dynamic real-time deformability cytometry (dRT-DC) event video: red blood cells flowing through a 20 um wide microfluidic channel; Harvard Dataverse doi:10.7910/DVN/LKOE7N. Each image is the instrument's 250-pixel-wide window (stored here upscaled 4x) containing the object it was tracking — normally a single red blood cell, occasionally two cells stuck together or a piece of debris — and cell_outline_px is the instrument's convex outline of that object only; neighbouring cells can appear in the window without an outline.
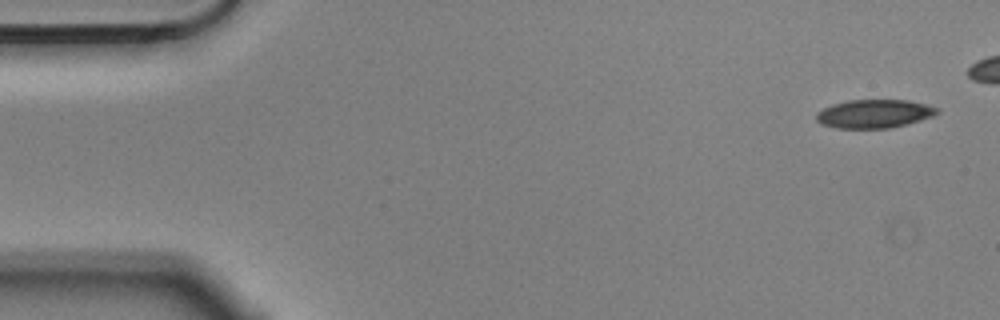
{"species": "Egyptian fruit bat (a non-hibernating species)", "species_latin": "Rousettus aegyptiacus", "temperature_condition": "cold", "stored_images_in_passage": 6, "camera_frame_rate_fps": 3000, "um_per_image_px": 0.085, "animal": {"sex": "male"}, "frame": {"image": 1, "passage_image": 1, "time_ms": 0.0, "image_size_px": [1000, 320], "cell_outline_px": [[940, 112], [932, 116], [908, 124], [888, 128], [836, 128], [820, 124], [816, 120], [816, 112], [832, 104], [848, 100], [908, 100], [940, 108]], "centroid_in_image_um": [74.3, 9.67], "position_along_channel_um": 10.7, "area_um2": 20.11}}
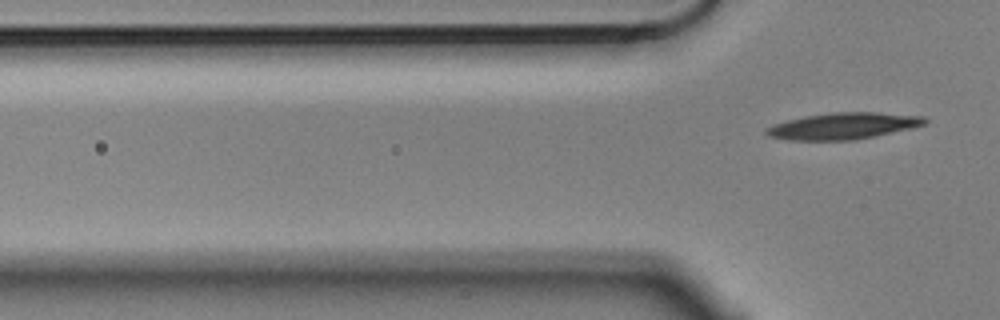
{"frame": {"image": 2, "passage_image": 6, "time_ms": 1.667, "image_size_px": [1000, 320], "cell_outline_px": [[928, 124], [912, 128], [856, 140], [788, 140], [768, 136], [764, 132], [764, 128], [772, 124], [788, 120], [808, 116], [832, 112], [876, 112], [924, 116], [928, 120]], "centroid_in_image_um": [71.69, 10.71], "position_along_channel_um": 54.1, "area_um2": 24.62}}